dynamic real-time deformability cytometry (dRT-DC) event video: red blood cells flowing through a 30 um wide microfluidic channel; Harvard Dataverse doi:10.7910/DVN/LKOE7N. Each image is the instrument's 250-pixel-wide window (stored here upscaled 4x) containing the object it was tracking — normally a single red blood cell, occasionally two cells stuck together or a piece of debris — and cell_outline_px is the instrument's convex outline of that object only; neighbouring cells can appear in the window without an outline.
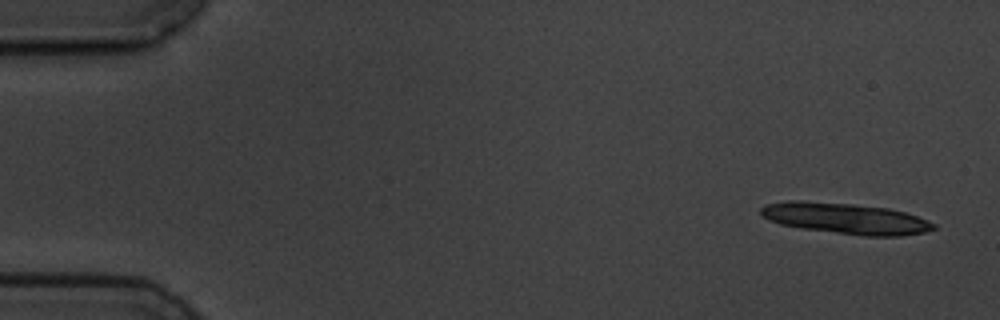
{"species": "common noctule bat (a hibernating species)", "species_latin": "Nyctalus noctula", "temperature_condition": "cold", "stored_images_in_passage": 4, "camera_frame_rate_fps": 3000, "um_per_image_px": 0.085, "animal": {"sex": "male", "body_mass_g": 19.5, "forearm_length_mm": 54.6}, "frame": {"image": 1, "passage_image": 1, "time_ms": 0.0, "image_size_px": [1000, 320], "cell_outline_px": [[936, 228], [924, 232], [900, 236], [864, 236], [800, 228], [780, 224], [768, 220], [760, 216], [760, 208], [764, 204], [788, 200], [800, 200], [852, 204], [888, 208], [904, 212], [928, 220], [936, 224]], "centroid_in_image_um": [71.82, 18.56], "position_along_channel_um": 13.2, "area_um2": 31.33}}